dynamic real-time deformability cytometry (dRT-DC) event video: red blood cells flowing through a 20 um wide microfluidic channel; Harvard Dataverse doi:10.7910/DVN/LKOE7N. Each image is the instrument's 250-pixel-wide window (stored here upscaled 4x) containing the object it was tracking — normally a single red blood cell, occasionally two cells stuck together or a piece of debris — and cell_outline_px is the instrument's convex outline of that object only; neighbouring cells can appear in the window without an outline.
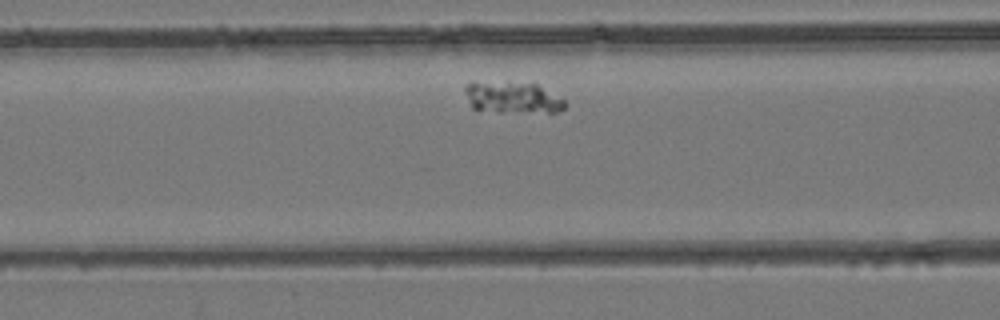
{"species": "common noctule bat (a hibernating species)", "species_latin": "Nyctalus noctula", "temperature_condition": "room temperature", "stored_images_in_passage": 25, "camera_frame_rate_fps": 3000, "um_per_image_px": 0.085, "animal": {"sex": "female", "body_mass_g": 24.6, "forearm_length_mm": 56.2}, "frame": {"image": 1, "passage_image": 6, "time_ms": 1.667, "image_size_px": [1000, 320], "cell_outline_px": [[568, 104], [560, 112], [476, 112], [472, 108], [464, 92], [464, 88], [472, 80], [536, 84], [564, 100]], "centroid_in_image_um": [43.48, 8.3], "position_along_channel_um": 123.1, "area_um2": 18.84}}
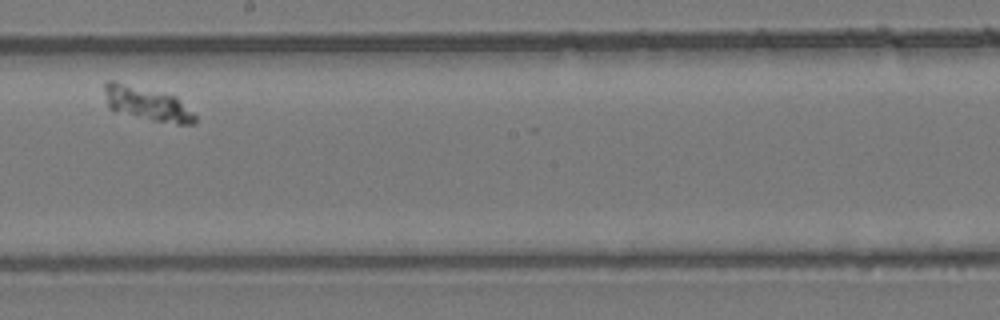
{"frame": {"image": 2, "passage_image": 14, "time_ms": 4.333, "image_size_px": [1000, 320], "cell_outline_px": [[196, 120], [192, 124], [176, 124], [152, 120], [112, 112], [108, 108], [104, 92], [104, 84], [108, 80], [116, 80], [176, 96], [196, 116]], "centroid_in_image_um": [12.43, 8.8], "position_along_channel_um": 235.8, "area_um2": 18.15}}
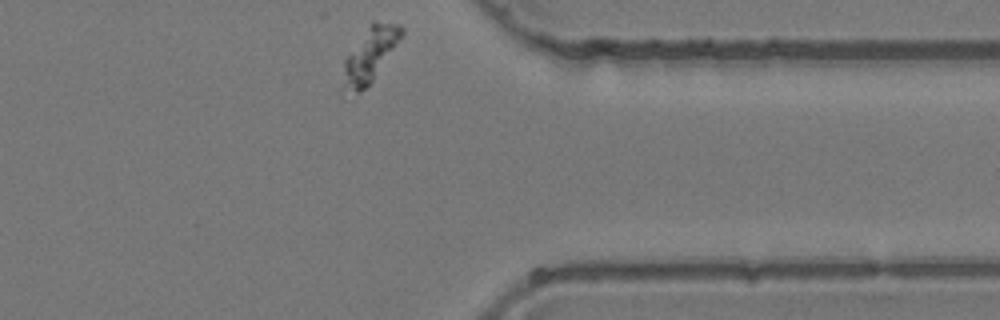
{"frame": {"image": 3, "passage_image": 25, "time_ms": 8.0, "image_size_px": [1000, 320], "cell_outline_px": [[404, 32], [372, 80], [360, 92], [340, 92], [344, 60], [368, 28], [372, 24], [400, 24], [404, 28]], "centroid_in_image_um": [31.38, 4.75], "position_along_channel_um": 380.0, "area_um2": 17.51}}